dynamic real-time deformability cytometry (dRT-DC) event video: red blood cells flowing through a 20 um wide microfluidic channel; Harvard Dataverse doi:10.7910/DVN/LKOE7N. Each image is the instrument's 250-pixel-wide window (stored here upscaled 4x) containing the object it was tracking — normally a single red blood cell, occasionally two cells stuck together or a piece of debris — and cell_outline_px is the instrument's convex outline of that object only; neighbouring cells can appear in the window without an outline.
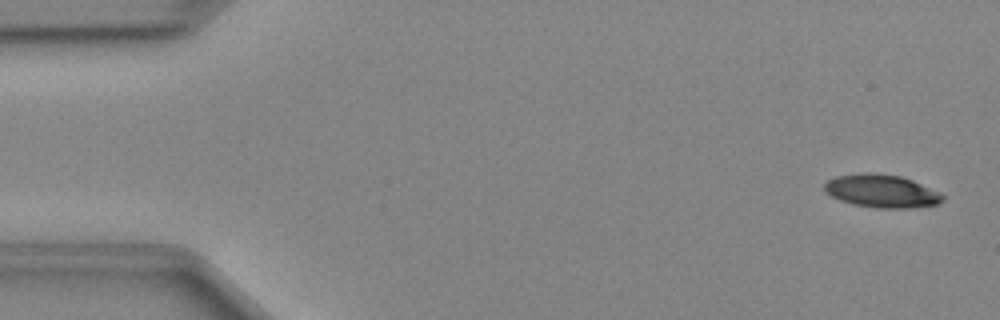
{"species": "Egyptian fruit bat (a non-hibernating species)", "species_latin": "Rousettus aegyptiacus", "temperature_condition": "cold", "stored_images_in_passage": 49, "camera_frame_rate_fps": 3000, "um_per_image_px": 0.085, "animal": {"sex": "female"}, "frame": {"image": 1, "passage_image": 2, "time_ms": 0.333, "image_size_px": [1000, 320], "cell_outline_px": [[944, 200], [936, 204], [908, 208], [876, 208], [852, 204], [840, 200], [824, 192], [824, 184], [828, 180], [836, 176], [864, 172], [872, 172], [900, 176], [912, 180], [940, 192], [944, 196]], "centroid_in_image_um": [74.91, 16.23], "position_along_channel_um": 10.1, "area_um2": 22.77}}
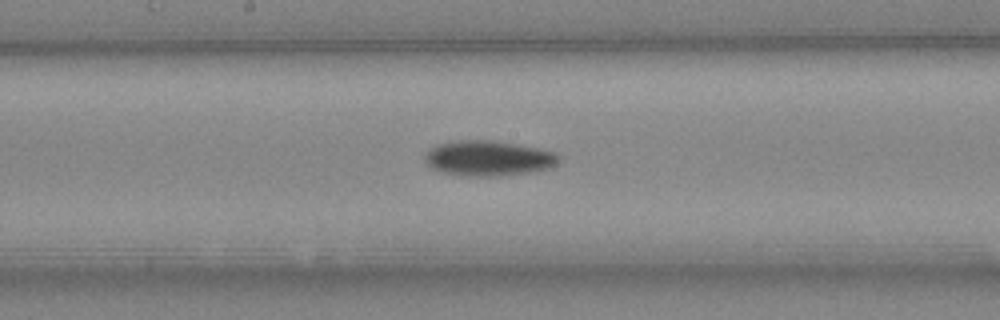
{"frame": {"image": 2, "passage_image": 25, "time_ms": 8.0, "image_size_px": [1000, 320], "cell_outline_px": [[560, 160], [556, 164], [548, 168], [536, 172], [500, 176], [460, 176], [444, 172], [432, 168], [424, 160], [424, 156], [436, 144], [460, 140], [496, 140], [536, 148], [552, 152]], "centroid_in_image_um": [41.49, 13.46], "position_along_channel_um": 206.7, "area_um2": 27.46}}
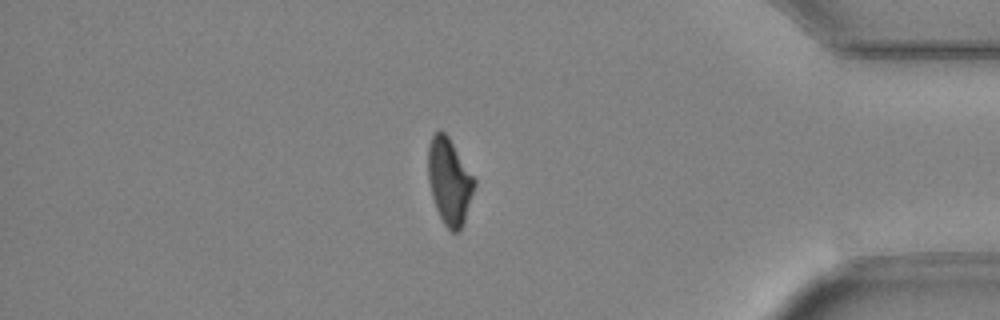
{"frame": {"image": 3, "passage_image": 41, "time_ms": 13.333, "image_size_px": [1000, 320], "cell_outline_px": [[476, 184], [464, 220], [460, 228], [456, 232], [452, 232], [444, 224], [436, 208], [432, 196], [428, 180], [428, 144], [432, 136], [440, 128], [448, 136], [476, 180]], "centroid_in_image_um": [38.18, 15.37], "position_along_channel_um": 397.0, "area_um2": 23.0}}